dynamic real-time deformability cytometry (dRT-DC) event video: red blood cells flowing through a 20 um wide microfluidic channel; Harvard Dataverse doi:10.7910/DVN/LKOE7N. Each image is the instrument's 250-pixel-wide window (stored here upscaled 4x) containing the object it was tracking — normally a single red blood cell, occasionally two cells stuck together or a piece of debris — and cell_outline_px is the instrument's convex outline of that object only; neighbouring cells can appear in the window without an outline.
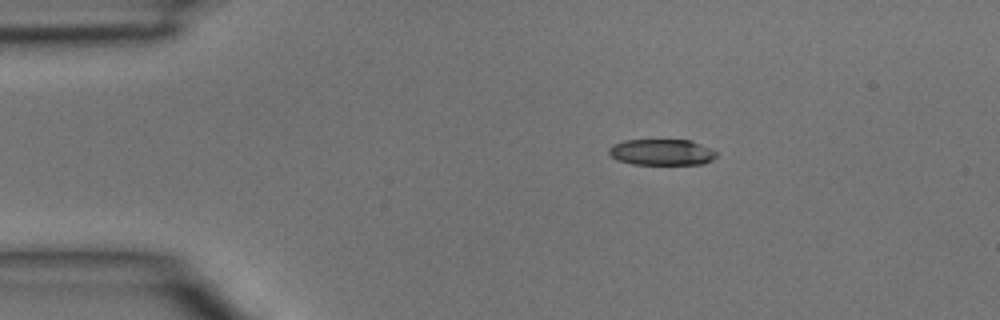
{"species": "common noctule bat (a hibernating species)", "species_latin": "Nyctalus noctula", "temperature_condition": "room temperature", "stored_images_in_passage": 3, "camera_frame_rate_fps": 3000, "um_per_image_px": 0.085, "animal": {"sex": "male", "body_mass_g": 15.6}, "frame": {"image": 1, "passage_image": 2, "time_ms": 0.333, "image_size_px": [1000, 320], "cell_outline_px": [[716, 156], [712, 160], [704, 164], [632, 164], [620, 160], [612, 156], [608, 152], [608, 148], [612, 144], [624, 140], [692, 140], [716, 152]], "centroid_in_image_um": [56.23, 12.93], "position_along_channel_um": 28.8, "area_um2": 16.24}}